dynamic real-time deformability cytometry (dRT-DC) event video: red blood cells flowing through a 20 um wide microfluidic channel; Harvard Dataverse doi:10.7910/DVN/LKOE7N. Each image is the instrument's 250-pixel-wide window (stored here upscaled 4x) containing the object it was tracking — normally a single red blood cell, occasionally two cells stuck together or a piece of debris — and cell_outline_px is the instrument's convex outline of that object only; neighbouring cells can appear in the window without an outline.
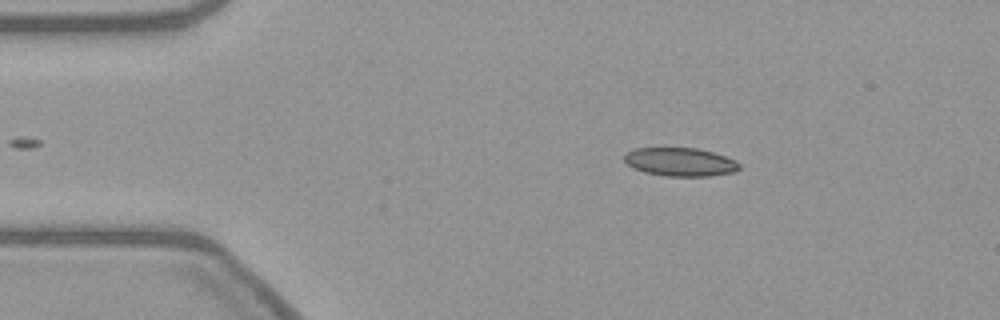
{"species": "common noctule bat (a hibernating species)", "species_latin": "Nyctalus noctula", "temperature_condition": "warm", "stored_images_in_passage": 34, "camera_frame_rate_fps": 3000, "um_per_image_px": 0.085, "animal": {"sex": "female", "body_mass_g": 21.9}, "frame": {"image": 1, "passage_image": 1, "time_ms": 0.0, "image_size_px": [1000, 320], "cell_outline_px": [[740, 168], [736, 172], [708, 176], [668, 176], [644, 172], [632, 168], [624, 160], [624, 152], [636, 148], [696, 148], [712, 152], [736, 160], [740, 164]], "centroid_in_image_um": [57.81, 13.77], "position_along_channel_um": 27.2, "area_um2": 19.13}}
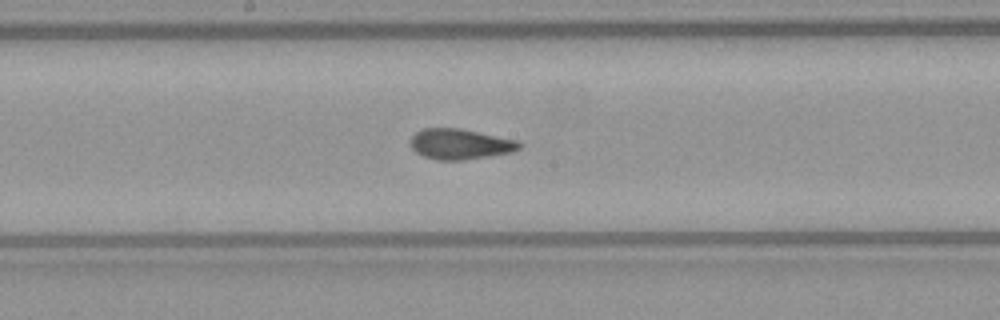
{"frame": {"image": 2, "passage_image": 20, "time_ms": 6.333, "image_size_px": [1000, 320], "cell_outline_px": [[520, 148], [512, 152], [464, 160], [436, 160], [424, 156], [416, 152], [408, 144], [408, 140], [416, 132], [424, 128], [460, 128], [516, 140], [520, 144]], "centroid_in_image_um": [39.04, 12.25], "position_along_channel_um": 209.2, "area_um2": 19.31}}
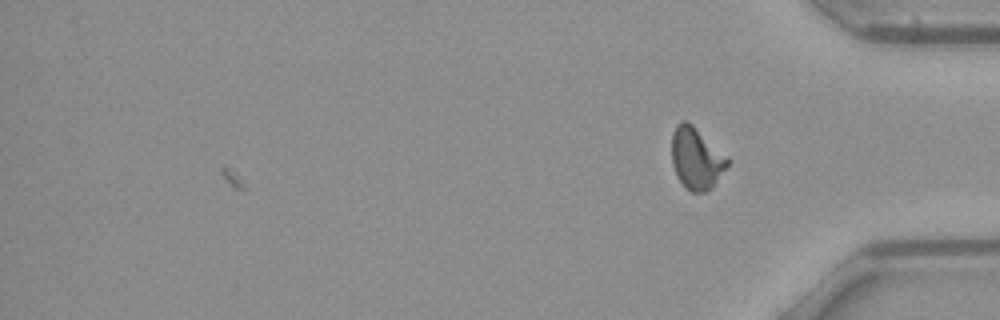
{"frame": {"image": 3, "passage_image": 34, "time_ms": 11.0, "image_size_px": [1000, 320], "cell_outline_px": [[732, 160], [712, 188], [704, 192], [692, 192], [684, 188], [676, 176], [672, 164], [672, 132], [676, 124], [680, 120], [688, 120], [728, 156]], "centroid_in_image_um": [59.19, 13.45], "position_along_channel_um": 376.0, "area_um2": 20.58}}